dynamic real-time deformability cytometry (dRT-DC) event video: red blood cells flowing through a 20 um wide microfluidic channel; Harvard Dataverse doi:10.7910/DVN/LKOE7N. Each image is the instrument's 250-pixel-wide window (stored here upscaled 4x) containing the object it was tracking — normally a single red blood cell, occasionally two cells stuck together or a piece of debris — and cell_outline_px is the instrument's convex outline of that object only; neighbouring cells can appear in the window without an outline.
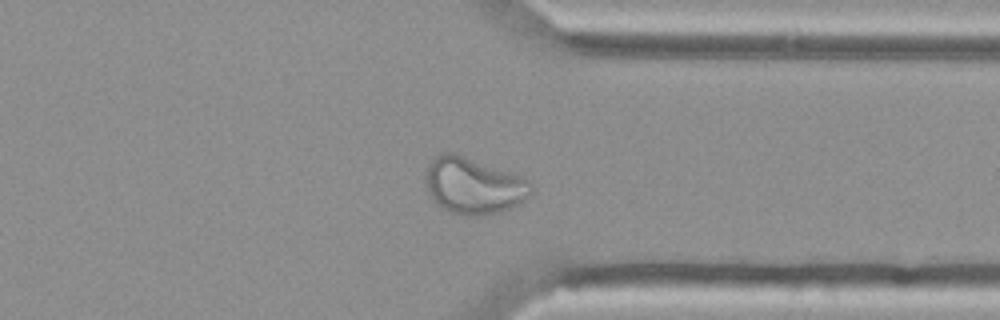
{"species": "Egyptian fruit bat (a non-hibernating species)", "species_latin": "Rousettus aegyptiacus", "temperature_condition": "cold", "stored_images_in_passage": 47, "camera_frame_rate_fps": 3000, "um_per_image_px": 0.085, "animal": {"sex": "female"}, "frame": {"image": 1, "passage_image": 34, "time_ms": 11.0, "image_size_px": [1000, 320], "cell_outline_px": [[532, 192], [524, 200], [508, 208], [496, 212], [480, 216], [464, 216], [448, 212], [428, 192], [424, 176], [424, 168], [440, 152], [456, 152], [520, 176], [528, 180], [532, 184]], "centroid_in_image_um": [40.21, 15.76], "position_along_channel_um": 371.2, "area_um2": 34.62}}